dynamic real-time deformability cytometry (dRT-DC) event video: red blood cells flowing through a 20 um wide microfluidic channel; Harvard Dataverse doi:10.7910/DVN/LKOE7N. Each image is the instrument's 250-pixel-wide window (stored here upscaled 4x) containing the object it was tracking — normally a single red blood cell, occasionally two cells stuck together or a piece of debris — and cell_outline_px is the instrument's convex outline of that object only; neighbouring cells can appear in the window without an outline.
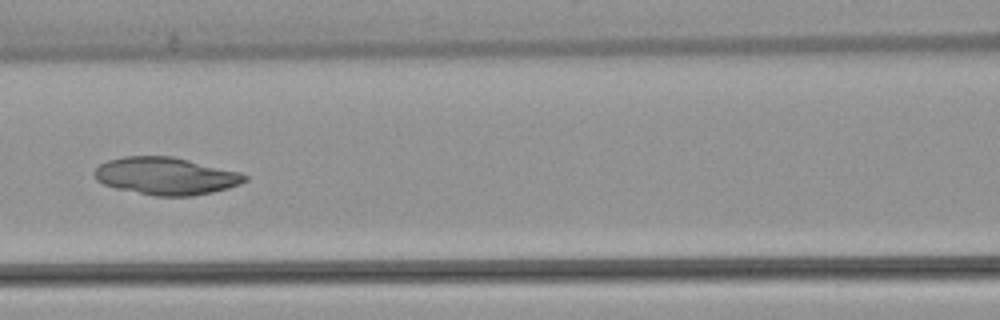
{"species": "common noctule bat (a hibernating species)", "species_latin": "Nyctalus noctula", "temperature_condition": "warm", "stored_images_in_passage": 6, "camera_frame_rate_fps": 3000, "um_per_image_px": 0.085, "animal": {"sex": "female", "body_mass_g": 22.7, "forearm_length_mm": 54.2}, "frame": {"image": 1, "passage_image": 5, "time_ms": 5.0, "image_size_px": [1000, 320], "cell_outline_px": [[248, 180], [240, 184], [228, 188], [212, 192], [192, 196], [156, 196], [116, 188], [104, 184], [96, 180], [92, 172], [100, 164], [108, 160], [124, 156], [172, 156], [240, 172], [248, 176]], "centroid_in_image_um": [14.1, 14.96], "position_along_channel_um": 152.5, "area_um2": 32.77}}
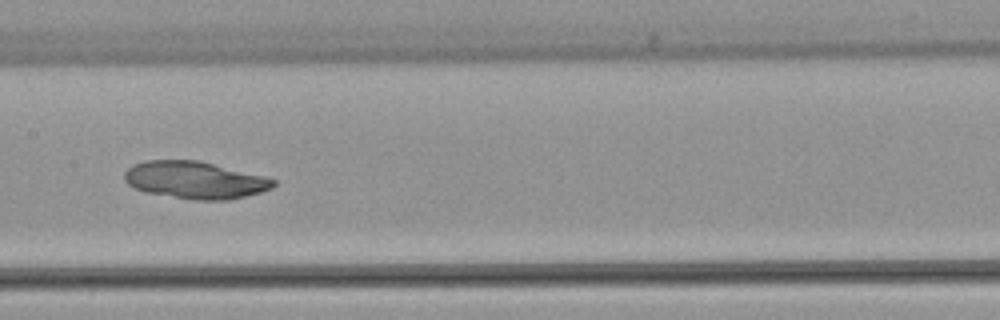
{"frame": {"image": 2, "passage_image": 6, "time_ms": 6.0, "image_size_px": [1000, 320], "cell_outline_px": [[276, 184], [272, 188], [260, 192], [228, 200], [196, 200], [144, 192], [128, 184], [124, 180], [124, 172], [132, 164], [144, 160], [200, 160], [264, 176], [276, 180]], "centroid_in_image_um": [16.56, 15.29], "position_along_channel_um": 190.8, "area_um2": 32.43}}